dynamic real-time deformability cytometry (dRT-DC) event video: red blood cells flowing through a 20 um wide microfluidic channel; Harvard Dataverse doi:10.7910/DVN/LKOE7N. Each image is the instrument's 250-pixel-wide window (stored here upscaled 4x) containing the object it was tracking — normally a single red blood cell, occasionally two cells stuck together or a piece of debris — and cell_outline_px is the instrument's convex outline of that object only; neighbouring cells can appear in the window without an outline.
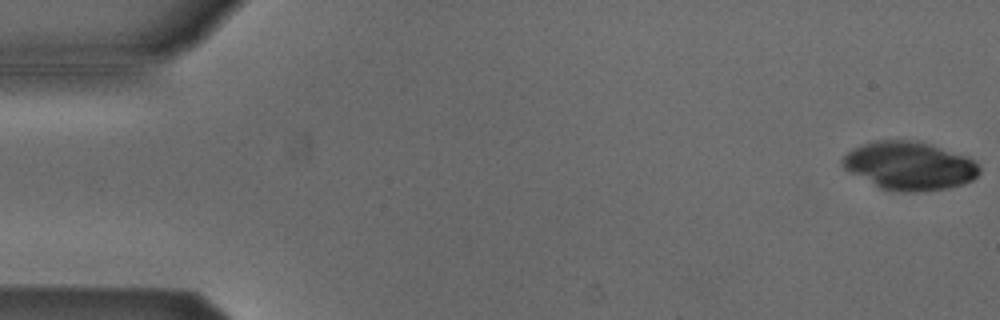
{"species": "Egyptian fruit bat (a non-hibernating species)", "species_latin": "Rousettus aegyptiacus", "temperature_condition": "cold", "stored_images_in_passage": 52, "camera_frame_rate_fps": 3000, "um_per_image_px": 0.085, "animal": {"sex": "male"}, "frame": {"image": 1, "passage_image": 1, "time_ms": 0.0, "image_size_px": [1000, 320], "cell_outline_px": [[980, 172], [972, 180], [964, 184], [948, 188], [920, 192], [904, 192], [880, 188], [844, 168], [840, 164], [840, 160], [852, 148], [872, 140], [916, 140], [964, 156], [972, 160], [980, 168]], "centroid_in_image_um": [77.26, 14.09], "position_along_channel_um": 7.7, "area_um2": 38.26}}